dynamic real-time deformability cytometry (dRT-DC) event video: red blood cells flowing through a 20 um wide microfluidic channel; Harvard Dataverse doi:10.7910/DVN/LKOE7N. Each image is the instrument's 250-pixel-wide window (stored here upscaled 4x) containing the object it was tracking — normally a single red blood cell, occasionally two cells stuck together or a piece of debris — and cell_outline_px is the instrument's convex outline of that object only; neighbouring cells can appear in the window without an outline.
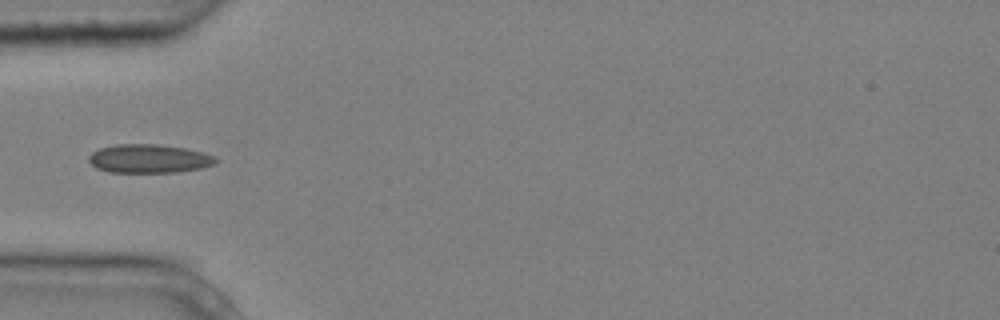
{"species": "common noctule bat (a hibernating species)", "species_latin": "Nyctalus noctula", "temperature_condition": "cold", "stored_images_in_passage": 1, "camera_frame_rate_fps": 3000, "um_per_image_px": 0.085, "animal": {"sex": "male", "body_mass_g": 20.4}, "frame": {"image": 1, "passage_image": 1, "time_ms": 0.0, "image_size_px": [1000, 320], "cell_outline_px": [[220, 160], [216, 164], [200, 168], [176, 172], [108, 172], [96, 168], [88, 160], [88, 156], [92, 152], [100, 148], [116, 144], [156, 144], [184, 148], [204, 152]], "centroid_in_image_um": [12.66, 13.48], "position_along_channel_um": 72.3, "area_um2": 21.21}}